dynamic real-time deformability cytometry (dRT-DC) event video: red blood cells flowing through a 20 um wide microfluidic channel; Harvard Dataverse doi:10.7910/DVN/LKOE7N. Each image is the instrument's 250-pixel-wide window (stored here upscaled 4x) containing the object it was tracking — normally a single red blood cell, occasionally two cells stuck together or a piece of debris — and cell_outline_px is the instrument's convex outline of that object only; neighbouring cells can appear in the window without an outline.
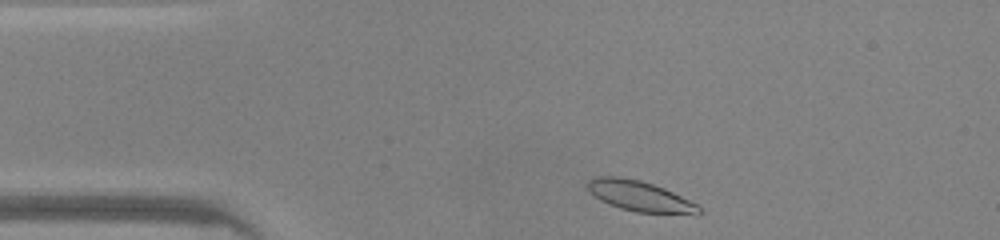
{"species": "common noctule bat (a hibernating species)", "species_latin": "Nyctalus noctula", "temperature_condition": "warm", "stored_images_in_passage": 41, "camera_frame_rate_fps": 3000, "um_per_image_px": 0.085, "animal": {"sex": "male", "body_mass_g": 20.0, "forearm_length_mm": 53.3}, "frame": {"image": 1, "passage_image": 2, "time_ms": 0.333, "image_size_px": [1000, 240], "cell_outline_px": [[704, 212], [696, 216], [636, 212], [620, 208], [608, 204], [600, 200], [584, 184], [588, 180], [596, 176], [620, 176], [640, 180], [664, 188], [696, 204]], "centroid_in_image_um": [54.43, 16.7], "position_along_channel_um": 30.6, "area_um2": 20.11}}
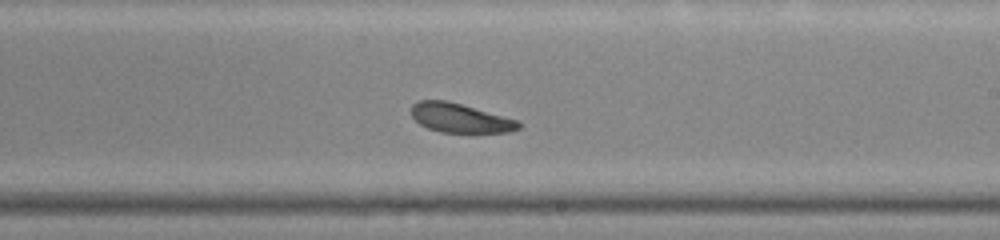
{"frame": {"image": 2, "passage_image": 21, "time_ms": 6.667, "image_size_px": [1000, 240], "cell_outline_px": [[520, 128], [508, 132], [440, 132], [428, 128], [420, 124], [412, 116], [412, 104], [416, 100], [444, 100], [460, 104], [520, 120]], "centroid_in_image_um": [39.11, 10.03], "position_along_channel_um": 249.9, "area_um2": 18.09}}
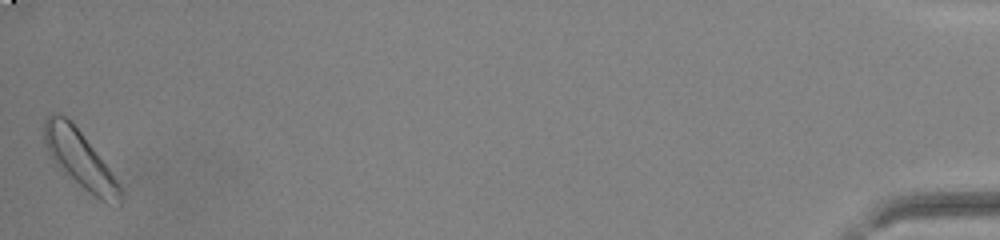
{"frame": {"image": 3, "passage_image": 41, "time_ms": 13.333, "image_size_px": [1000, 240], "cell_outline_px": [[124, 196], [120, 208], [108, 204], [100, 200], [72, 184], [56, 164], [48, 152], [44, 140], [44, 120], [52, 112], [60, 112], [72, 120], [120, 184]], "centroid_in_image_um": [6.81, 13.6], "position_along_channel_um": 428.4, "area_um2": 26.24}, "authors_computed_cell_mechanics": {"area_um2": 19.9988, "velocity_mm_per_s": 4.1705, "shape_relaxation_time_tau1_ms": 1.198, "shape_relaxation_time_tau2_ms": null, "deformation_change_tau1": 0.0582, "deformation_change_tau2": null}}